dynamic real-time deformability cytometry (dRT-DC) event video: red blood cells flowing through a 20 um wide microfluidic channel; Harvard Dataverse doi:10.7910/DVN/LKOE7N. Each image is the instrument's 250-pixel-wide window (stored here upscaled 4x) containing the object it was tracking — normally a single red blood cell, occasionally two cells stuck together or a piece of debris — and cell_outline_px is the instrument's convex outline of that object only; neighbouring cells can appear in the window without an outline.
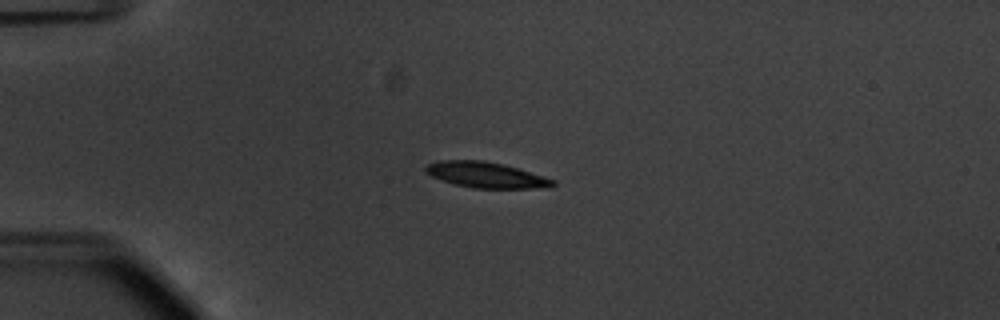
{"species": "common noctule bat (a hibernating species)", "species_latin": "Nyctalus noctula", "temperature_condition": "warm", "stored_images_in_passage": 54, "camera_frame_rate_fps": 3000, "um_per_image_px": 0.085, "animal": {"sex": "male", "body_mass_g": 20.1, "forearm_length_mm": 53.5}, "frame": {"image": 1, "passage_image": 14, "time_ms": 4.333, "image_size_px": [1000, 320], "cell_outline_px": [[556, 184], [552, 188], [472, 188], [456, 184], [432, 176], [424, 172], [424, 168], [428, 164], [440, 160], [484, 160], [516, 168], [544, 176], [556, 180]], "centroid_in_image_um": [41.34, 14.87], "position_along_channel_um": 43.7, "area_um2": 18.96}}
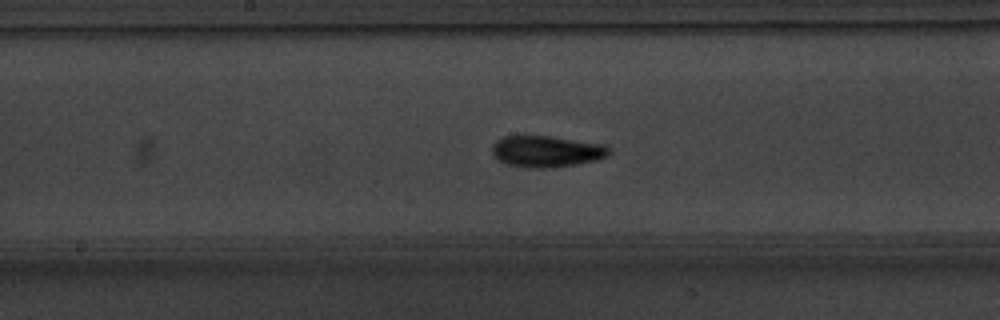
{"frame": {"image": 2, "passage_image": 29, "time_ms": 9.333, "image_size_px": [1000, 320], "cell_outline_px": [[612, 152], [608, 156], [596, 160], [576, 164], [548, 168], [524, 168], [508, 164], [500, 160], [492, 152], [492, 148], [496, 140], [504, 136], [548, 136], [604, 144]], "centroid_in_image_um": [46.47, 12.87], "position_along_channel_um": 201.7, "area_um2": 21.27}}
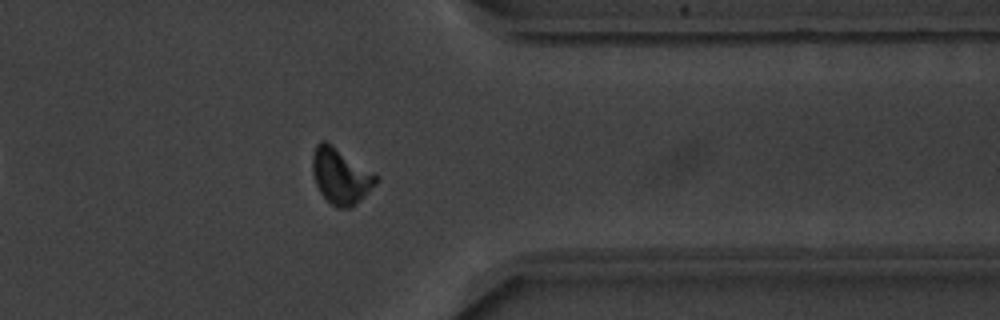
{"frame": {"image": 3, "passage_image": 44, "time_ms": 14.333, "image_size_px": [1000, 320], "cell_outline_px": [[380, 180], [356, 204], [348, 208], [336, 208], [320, 192], [316, 184], [312, 172], [312, 152], [316, 144], [320, 140], [324, 140], [380, 176]], "centroid_in_image_um": [28.96, 14.96], "position_along_channel_um": 382.4, "area_um2": 20.58}, "authors_computed_cell_mechanics": {"area_um2": 19.3052, "velocity_mm_per_s": 3.7398, "shape_relaxation_time_tau1_ms": 2.7977, "shape_relaxation_time_tau2_ms": 3.1911, "deformation_change_tau1": 0.1464, "deformation_change_tau2": 0.1036}}